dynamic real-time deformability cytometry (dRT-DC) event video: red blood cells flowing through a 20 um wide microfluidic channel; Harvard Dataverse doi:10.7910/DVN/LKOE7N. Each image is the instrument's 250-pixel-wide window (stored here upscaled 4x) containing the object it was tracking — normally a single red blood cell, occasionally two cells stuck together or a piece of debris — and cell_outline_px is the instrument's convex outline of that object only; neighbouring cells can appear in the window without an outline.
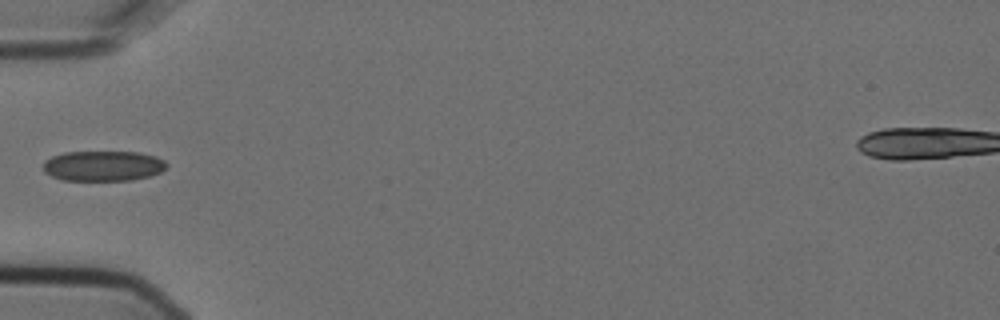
{"species": "Egyptian fruit bat (a non-hibernating species)", "species_latin": "Rousettus aegyptiacus", "temperature_condition": "cold", "stored_images_in_passage": 2, "camera_frame_rate_fps": 3000, "um_per_image_px": 0.085, "animal": {"sex": "female"}, "frame": {"image": 1, "passage_image": 1, "time_ms": 0.0, "image_size_px": [1000, 320], "cell_outline_px": [[168, 164], [160, 172], [152, 176], [132, 180], [64, 180], [52, 176], [44, 172], [44, 160], [52, 156], [64, 152], [136, 152], [156, 156], [164, 160]], "centroid_in_image_um": [8.77, 14.1], "position_along_channel_um": 76.2, "area_um2": 21.79}}
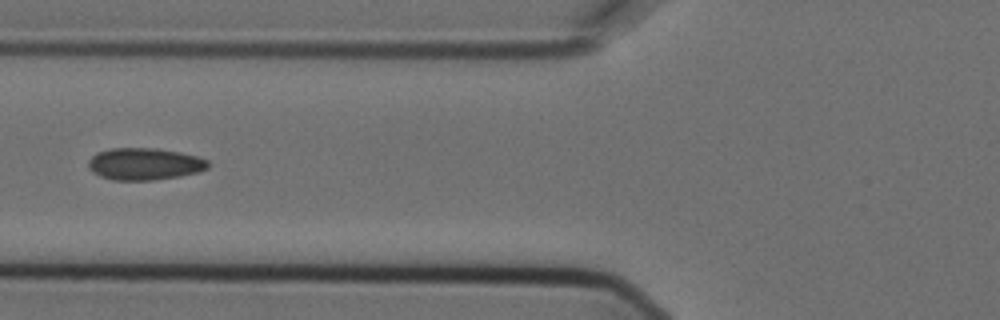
{"frame": {"image": 2, "passage_image": 2, "time_ms": 0.333, "image_size_px": [1000, 320], "cell_outline_px": [[208, 168], [196, 172], [180, 176], [152, 180], [112, 180], [100, 176], [92, 172], [88, 168], [88, 160], [96, 152], [108, 148], [156, 148], [180, 152], [196, 156], [208, 160]], "centroid_in_image_um": [12.23, 13.93], "position_along_channel_um": 113.6, "area_um2": 22.43}}